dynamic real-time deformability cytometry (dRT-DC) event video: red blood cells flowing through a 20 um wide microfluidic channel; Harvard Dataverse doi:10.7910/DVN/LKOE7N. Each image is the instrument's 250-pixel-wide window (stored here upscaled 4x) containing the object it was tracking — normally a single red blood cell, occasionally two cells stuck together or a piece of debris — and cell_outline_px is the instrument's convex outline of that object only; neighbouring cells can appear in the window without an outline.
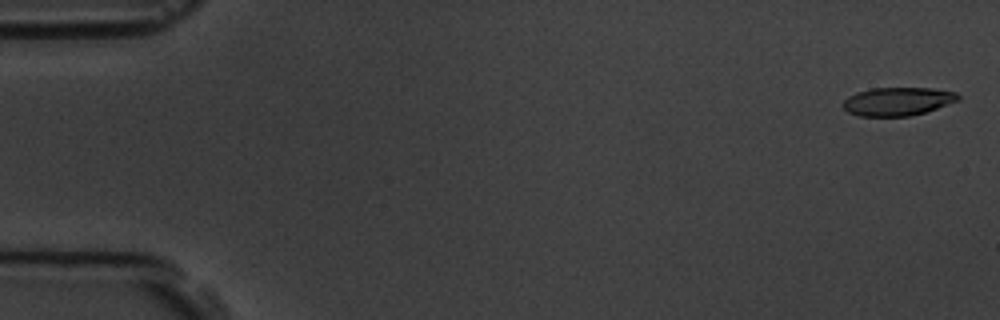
{"species": "common noctule bat (a hibernating species)", "species_latin": "Nyctalus noctula", "temperature_condition": "room temperature", "stored_images_in_passage": 11, "camera_frame_rate_fps": 3000, "um_per_image_px": 0.085, "animal": {"sex": "male", "body_mass_g": 19.5, "forearm_length_mm": 54.6}, "frame": {"image": 1, "passage_image": 1, "time_ms": 0.0, "image_size_px": [1000, 320], "cell_outline_px": [[960, 100], [924, 112], [908, 116], [860, 116], [848, 112], [840, 104], [848, 96], [856, 92], [872, 88], [932, 88], [956, 92], [960, 96]], "centroid_in_image_um": [76.28, 8.61], "position_along_channel_um": 8.7, "area_um2": 19.02}}
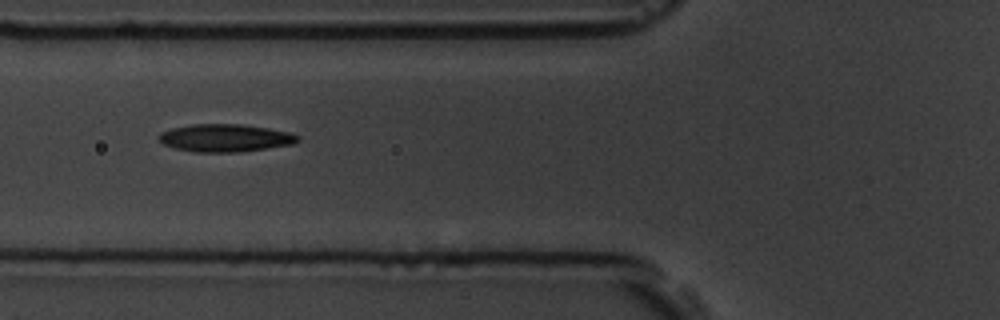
{"frame": {"image": 2, "passage_image": 6, "time_ms": 6.333, "image_size_px": [1000, 320], "cell_outline_px": [[300, 140], [292, 144], [240, 152], [196, 152], [176, 148], [164, 144], [156, 136], [160, 132], [172, 128], [192, 124], [240, 124], [268, 128], [292, 132], [300, 136]], "centroid_in_image_um": [19.16, 11.72], "position_along_channel_um": 106.6, "area_um2": 22.43}}
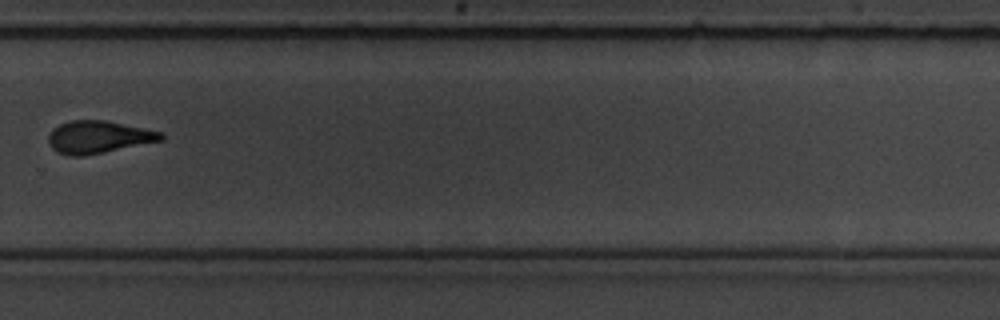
{"frame": {"image": 3, "passage_image": 11, "time_ms": 12.0, "image_size_px": [1000, 320], "cell_outline_px": [[164, 140], [84, 156], [68, 156], [56, 152], [52, 148], [48, 140], [48, 136], [52, 128], [60, 124], [72, 120], [104, 120], [164, 132]], "centroid_in_image_um": [8.36, 11.65], "position_along_channel_um": 321.4, "area_um2": 21.39}}